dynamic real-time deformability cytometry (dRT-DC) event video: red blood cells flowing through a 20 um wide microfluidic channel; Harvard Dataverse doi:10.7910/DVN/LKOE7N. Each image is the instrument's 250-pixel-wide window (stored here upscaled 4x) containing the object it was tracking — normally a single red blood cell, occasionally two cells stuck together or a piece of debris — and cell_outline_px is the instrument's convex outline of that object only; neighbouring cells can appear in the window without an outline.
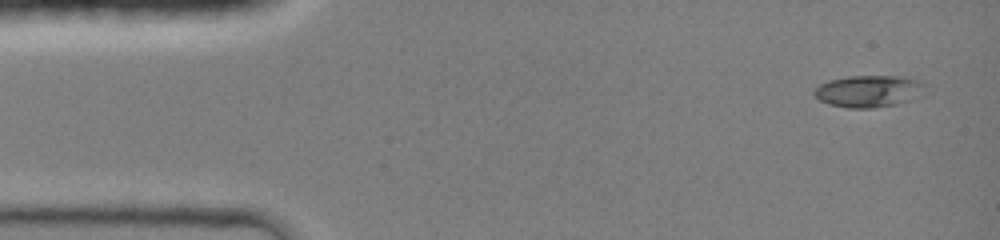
{"species": "common noctule bat (a hibernating species)", "species_latin": "Nyctalus noctula", "temperature_condition": "room temperature", "stored_images_in_passage": 43, "camera_frame_rate_fps": 3000, "um_per_image_px": 0.085, "animal": {"sex": "female", "body_mass_g": 19.0, "forearm_length_mm": 51.5}, "frame": {"image": 1, "passage_image": 1, "time_ms": 0.0, "image_size_px": [1000, 240], "cell_outline_px": [[928, 84], [908, 100], [896, 104], [872, 108], [848, 108], [828, 104], [820, 100], [812, 92], [820, 84], [828, 80], [848, 76], [904, 76]], "centroid_in_image_um": [73.76, 7.74], "position_along_channel_um": 11.2, "area_um2": 20.29}}
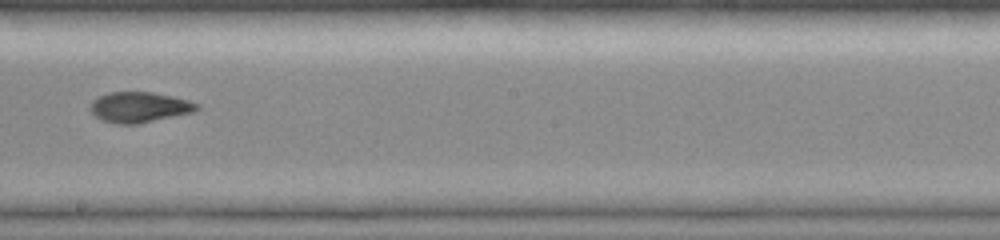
{"frame": {"image": 2, "passage_image": 24, "time_ms": 7.667, "image_size_px": [1000, 240], "cell_outline_px": [[200, 108], [192, 112], [140, 124], [116, 124], [100, 120], [88, 108], [88, 104], [96, 96], [108, 92], [152, 92], [172, 96], [188, 100], [200, 104]], "centroid_in_image_um": [11.79, 9.11], "position_along_channel_um": 236.4, "area_um2": 19.25}}
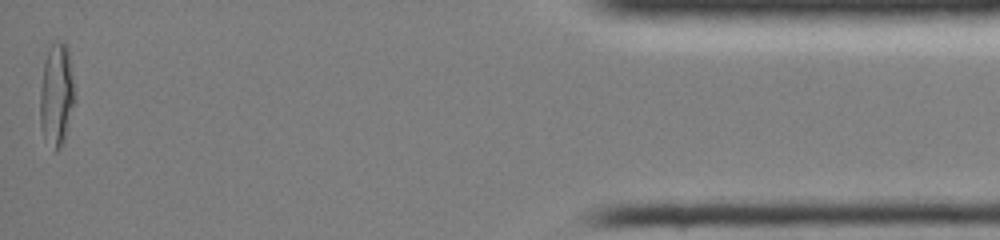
{"frame": {"image": 3, "passage_image": 43, "time_ms": 14.0, "image_size_px": [1000, 240], "cell_outline_px": [[76, 100], [64, 140], [60, 148], [56, 152], [52, 152], [44, 136], [40, 124], [40, 88], [44, 60], [48, 48], [52, 40], [60, 40], [68, 48], [76, 96]], "centroid_in_image_um": [4.81, 8.05], "position_along_channel_um": 430.4, "area_um2": 21.39}, "authors_computed_cell_mechanics": {"area_um2": 19.1896, "velocity_mm_per_s": 4.2637, "shape_relaxation_time_tau1_ms": null, "shape_relaxation_time_tau2_ms": 1.6686, "deformation_change_tau1": null, "deformation_change_tau2": 0.0625}}